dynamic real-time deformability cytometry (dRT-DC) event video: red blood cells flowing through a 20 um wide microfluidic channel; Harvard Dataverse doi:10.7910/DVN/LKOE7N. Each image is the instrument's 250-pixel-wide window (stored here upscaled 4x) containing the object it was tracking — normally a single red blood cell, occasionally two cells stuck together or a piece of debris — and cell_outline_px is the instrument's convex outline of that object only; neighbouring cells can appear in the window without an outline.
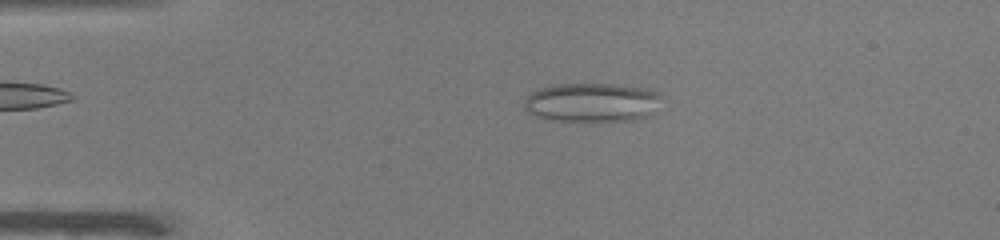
{"species": "common noctule bat (a hibernating species)", "species_latin": "Nyctalus noctula", "temperature_condition": "warm", "stored_images_in_passage": 44, "camera_frame_rate_fps": 3000, "um_per_image_px": 0.085, "animal": {"sex": "male", "body_mass_g": 19.0, "forearm_length_mm": 50.8}, "frame": {"image": 1, "passage_image": 5, "time_ms": 1.333, "image_size_px": [1000, 240], "cell_outline_px": [[664, 96], [652, 116], [632, 120], [548, 120], [536, 116], [528, 112], [524, 108], [524, 100], [532, 92], [540, 88], [556, 84], [616, 84], [648, 88]], "centroid_in_image_um": [50.37, 8.69], "position_along_channel_um": 34.6, "area_um2": 31.44}}
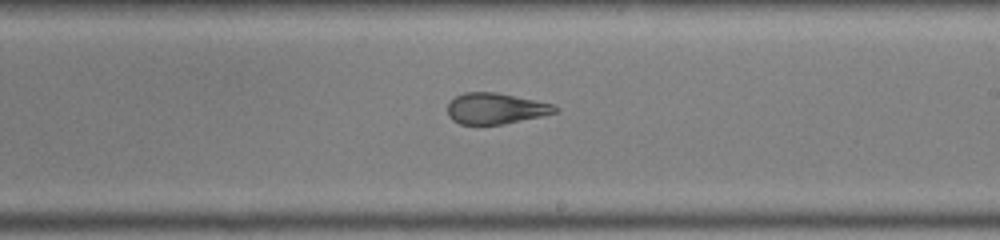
{"frame": {"image": 2, "passage_image": 24, "time_ms": 7.667, "image_size_px": [1000, 240], "cell_outline_px": [[560, 108], [556, 112], [540, 116], [500, 124], [460, 124], [452, 120], [448, 116], [448, 104], [456, 96], [464, 92], [496, 92], [552, 104]], "centroid_in_image_um": [42.09, 9.22], "position_along_channel_um": 246.9, "area_um2": 19.07}}
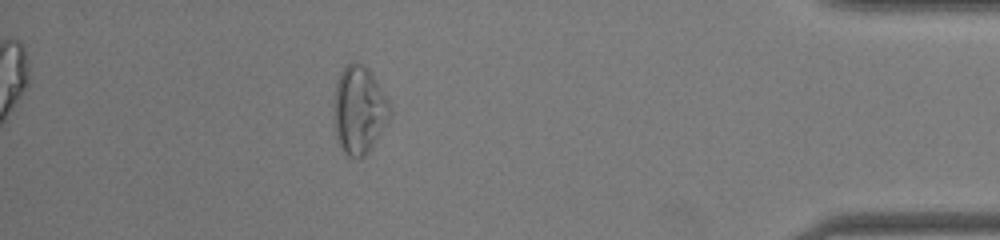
{"frame": {"image": 3, "passage_image": 39, "time_ms": 12.667, "image_size_px": [1000, 240], "cell_outline_px": [[392, 116], [368, 152], [364, 156], [348, 156], [340, 148], [336, 136], [332, 116], [332, 108], [336, 80], [344, 64], [356, 60], [364, 64], [368, 68], [388, 100], [392, 112]], "centroid_in_image_um": [30.49, 9.3], "position_along_channel_um": 404.7, "area_um2": 29.3}, "authors_computed_cell_mechanics": {"area_um2": 24.6517, "velocity_mm_per_s": 4.0179, "shape_relaxation_time_tau1_ms": null, "shape_relaxation_time_tau2_ms": 1.0861, "deformation_change_tau1": null, "deformation_change_tau2": 0.0929}}